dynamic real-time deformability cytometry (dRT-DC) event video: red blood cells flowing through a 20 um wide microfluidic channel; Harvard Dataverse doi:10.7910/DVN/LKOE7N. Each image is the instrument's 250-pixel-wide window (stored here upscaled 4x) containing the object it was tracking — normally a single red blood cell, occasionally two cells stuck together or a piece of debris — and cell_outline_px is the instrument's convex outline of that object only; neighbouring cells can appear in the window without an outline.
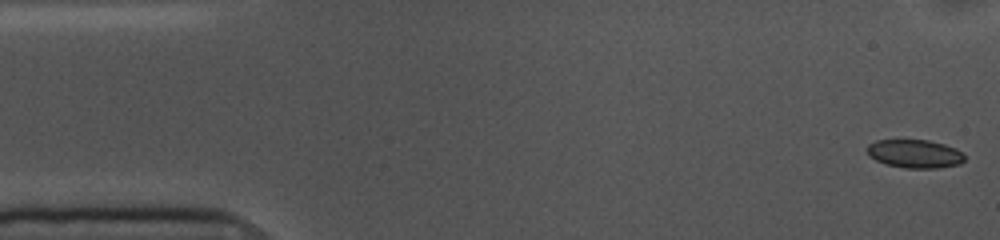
{"species": "common noctule bat (a hibernating species)", "species_latin": "Nyctalus noctula", "temperature_condition": "cold", "stored_images_in_passage": 54, "camera_frame_rate_fps": 3000, "um_per_image_px": 0.085, "animal": {"sex": "female", "body_mass_g": 10.0, "forearm_length_mm": 53.1}, "frame": {"image": 1, "passage_image": 1, "time_ms": 0.0, "image_size_px": [1000, 240], "cell_outline_px": [[964, 160], [960, 164], [936, 168], [904, 168], [888, 164], [876, 160], [868, 156], [868, 144], [876, 140], [928, 140], [944, 144], [956, 148], [964, 156]], "centroid_in_image_um": [77.75, 13.07], "position_along_channel_um": 7.2, "area_um2": 16.01}}
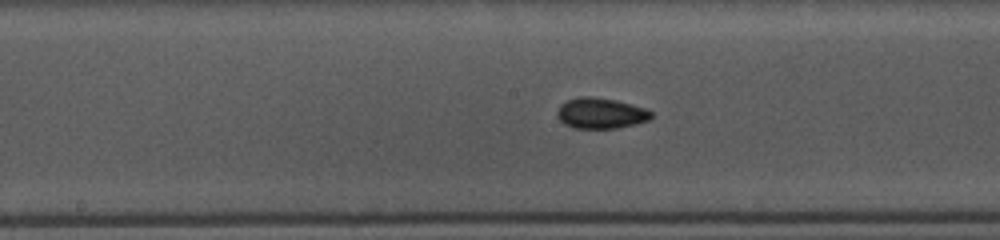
{"frame": {"image": 2, "passage_image": 26, "time_ms": 8.333, "image_size_px": [1000, 240], "cell_outline_px": [[652, 116], [648, 120], [636, 124], [616, 128], [572, 128], [564, 124], [556, 116], [556, 112], [560, 104], [568, 100], [580, 96], [592, 96], [616, 100], [648, 108], [652, 112]], "centroid_in_image_um": [51.06, 9.62], "position_along_channel_um": 197.1, "area_um2": 17.05}}
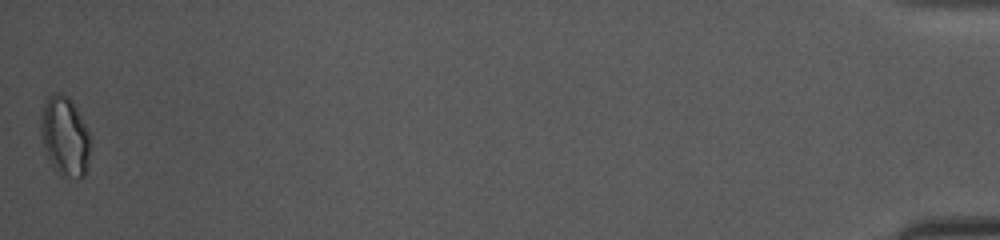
{"frame": {"image": 3, "passage_image": 54, "time_ms": 17.667, "image_size_px": [1000, 240], "cell_outline_px": [[92, 144], [88, 168], [84, 176], [80, 180], [76, 180], [60, 176], [52, 164], [44, 148], [40, 128], [40, 116], [44, 104], [48, 96], [56, 92], [60, 92], [68, 96], [72, 100], [88, 132]], "centroid_in_image_um": [5.54, 11.63], "position_along_channel_um": 429.7, "area_um2": 23.41}, "authors_computed_cell_mechanics": {"area_um2": 16.473, "velocity_mm_per_s": 3.5976, "shape_relaxation_time_tau1_ms": 3.3397, "shape_relaxation_time_tau2_ms": 5.4059, "deformation_change_tau1": 0.0543, "deformation_change_tau2": 0.0549}}